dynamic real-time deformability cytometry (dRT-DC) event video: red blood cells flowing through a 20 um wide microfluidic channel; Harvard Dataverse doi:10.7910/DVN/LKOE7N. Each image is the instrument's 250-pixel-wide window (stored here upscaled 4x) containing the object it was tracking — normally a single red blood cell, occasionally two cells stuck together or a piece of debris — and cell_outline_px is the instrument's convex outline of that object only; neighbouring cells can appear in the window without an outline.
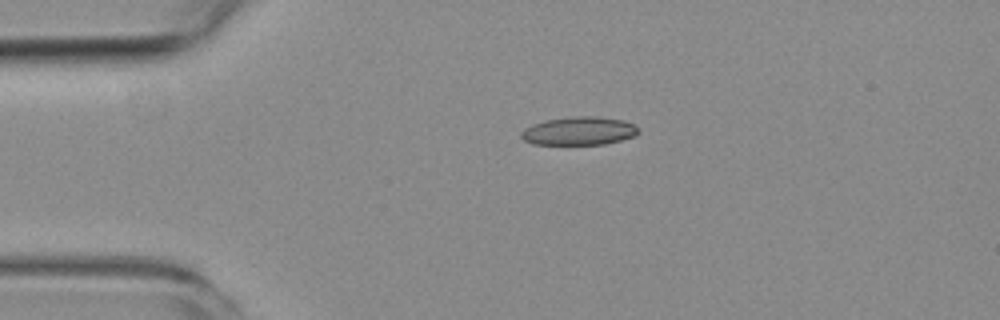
{"species": "common noctule bat (a hibernating species)", "species_latin": "Nyctalus noctula", "temperature_condition": "room temperature", "stored_images_in_passage": 5, "camera_frame_rate_fps": 3000, "um_per_image_px": 0.085, "animal": {"sex": "female", "body_mass_g": 19.3, "forearm_length_mm": 54.1}, "frame": {"image": 1, "passage_image": 4, "time_ms": 3.667, "image_size_px": [1000, 320], "cell_outline_px": [[640, 132], [636, 136], [604, 144], [532, 144], [524, 140], [520, 136], [520, 132], [524, 128], [532, 124], [544, 120], [572, 116], [596, 116], [624, 120], [636, 124], [640, 128]], "centroid_in_image_um": [49.24, 11.12], "position_along_channel_um": 35.8, "area_um2": 19.65}}